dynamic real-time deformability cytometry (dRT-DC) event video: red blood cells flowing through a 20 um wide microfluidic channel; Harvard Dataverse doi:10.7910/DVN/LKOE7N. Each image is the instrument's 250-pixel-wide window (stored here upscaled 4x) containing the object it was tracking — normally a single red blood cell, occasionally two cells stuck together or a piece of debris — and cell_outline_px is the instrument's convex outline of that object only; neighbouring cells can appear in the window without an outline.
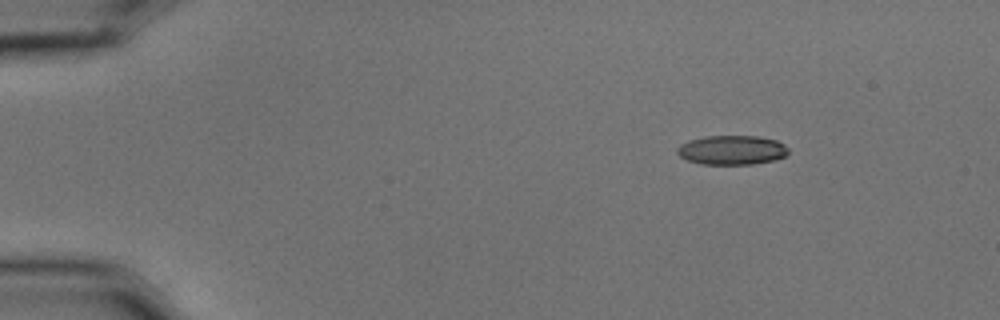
{"species": "common noctule bat (a hibernating species)", "species_latin": "Nyctalus noctula", "temperature_condition": "cold", "stored_images_in_passage": 9, "camera_frame_rate_fps": 3000, "um_per_image_px": 0.085, "animal": {"sex": "male", "body_mass_g": 15.6}, "frame": {"image": 1, "passage_image": 1, "time_ms": 0.0, "image_size_px": [1000, 320], "cell_outline_px": [[788, 152], [784, 156], [772, 160], [752, 164], [700, 164], [688, 160], [680, 156], [676, 152], [676, 148], [680, 144], [688, 140], [704, 136], [756, 136], [776, 140], [784, 144], [788, 148]], "centroid_in_image_um": [62.17, 12.74], "position_along_channel_um": 22.8, "area_um2": 18.96}}
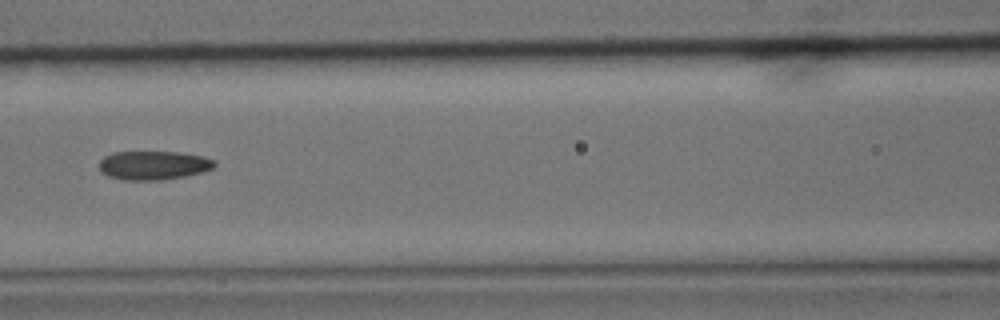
{"frame": {"image": 2, "passage_image": 6, "time_ms": 1.667, "image_size_px": [1000, 320], "cell_outline_px": [[216, 164], [212, 168], [204, 172], [184, 176], [160, 180], [124, 180], [108, 176], [100, 172], [100, 160], [104, 156], [112, 152], [176, 152], [204, 156], [216, 160]], "centroid_in_image_um": [13.05, 14.05], "position_along_channel_um": 153.6, "area_um2": 19.48}}
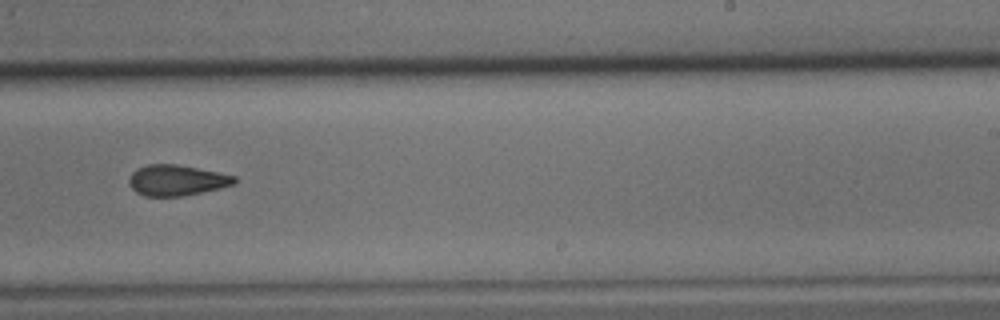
{"frame": {"image": 3, "passage_image": 9, "time_ms": 2.667, "image_size_px": [1000, 320], "cell_outline_px": [[236, 184], [220, 188], [180, 196], [144, 196], [136, 192], [128, 184], [128, 180], [132, 172], [136, 168], [148, 164], [176, 164], [236, 176]], "centroid_in_image_um": [14.98, 15.32], "position_along_channel_um": 274.0, "area_um2": 18.79}}